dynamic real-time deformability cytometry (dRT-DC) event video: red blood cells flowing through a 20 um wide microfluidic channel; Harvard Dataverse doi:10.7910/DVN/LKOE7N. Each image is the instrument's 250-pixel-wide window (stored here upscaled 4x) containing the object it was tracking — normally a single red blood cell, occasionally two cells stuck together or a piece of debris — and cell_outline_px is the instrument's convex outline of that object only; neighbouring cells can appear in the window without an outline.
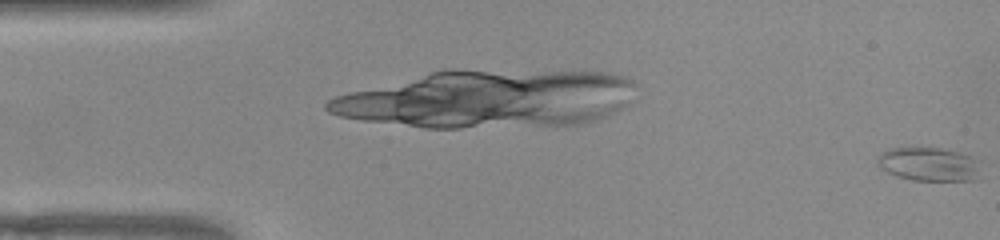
{"species": "common noctule bat (a hibernating species)", "species_latin": "Nyctalus noctula", "temperature_condition": "warm", "stored_images_in_passage": 3, "camera_frame_rate_fps": 3000, "um_per_image_px": 0.085, "animal": {"sex": "female", "body_mass_g": 22.0, "forearm_length_mm": 56.7}, "frame": {"image": 1, "passage_image": 3, "time_ms": 0.667, "image_size_px": [1000, 240], "cell_outline_px": [[984, 160], [980, 180], [912, 180], [896, 176], [880, 168], [876, 164], [876, 160], [884, 152], [892, 148], [940, 148], [972, 156]], "centroid_in_image_um": [79.09, 13.97], "position_along_channel_um": 5.9, "area_um2": 20.75}}